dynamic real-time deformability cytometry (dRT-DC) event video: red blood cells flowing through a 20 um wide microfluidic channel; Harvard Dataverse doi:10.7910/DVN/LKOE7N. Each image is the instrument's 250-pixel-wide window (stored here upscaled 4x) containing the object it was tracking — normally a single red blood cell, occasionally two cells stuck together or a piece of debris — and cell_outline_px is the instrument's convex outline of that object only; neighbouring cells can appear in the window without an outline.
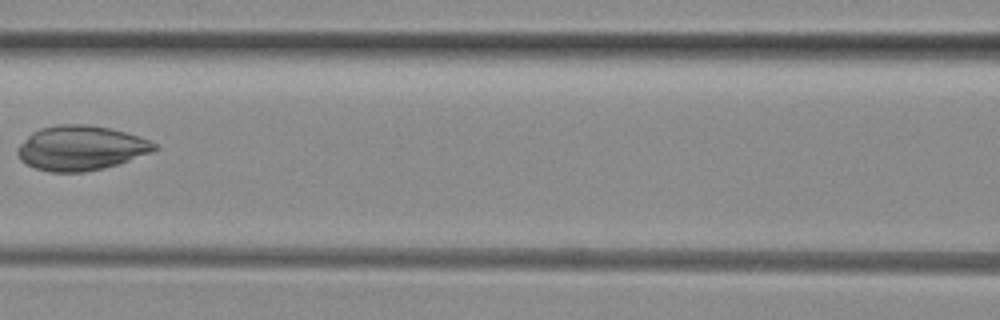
{"species": "common noctule bat (a hibernating species)", "species_latin": "Nyctalus noctula", "temperature_condition": "room temperature", "stored_images_in_passage": 7, "camera_frame_rate_fps": 3000, "um_per_image_px": 0.085, "animal": {"sex": "female", "body_mass_g": 29.2, "forearm_length_mm": 56.3}, "frame": {"image": 1, "passage_image": 7, "time_ms": 6.667, "image_size_px": [1000, 320], "cell_outline_px": [[160, 148], [152, 152], [120, 164], [104, 168], [84, 172], [48, 172], [36, 168], [20, 160], [16, 152], [20, 144], [32, 132], [40, 128], [56, 124], [88, 124], [108, 128], [140, 136], [156, 144]], "centroid_in_image_um": [6.88, 12.58], "position_along_channel_um": 159.7, "area_um2": 35.78}}